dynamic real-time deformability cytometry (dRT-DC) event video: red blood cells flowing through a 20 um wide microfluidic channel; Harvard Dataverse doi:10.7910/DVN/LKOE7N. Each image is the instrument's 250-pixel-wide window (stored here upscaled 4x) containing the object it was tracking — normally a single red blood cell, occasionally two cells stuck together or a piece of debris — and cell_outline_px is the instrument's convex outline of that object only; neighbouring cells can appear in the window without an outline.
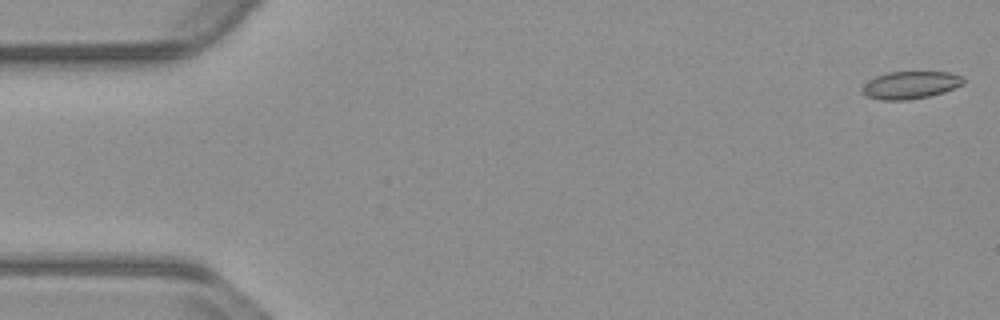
{"species": "common noctule bat (a hibernating species)", "species_latin": "Nyctalus noctula", "temperature_condition": "warm", "stored_images_in_passage": 54, "camera_frame_rate_fps": 3000, "um_per_image_px": 0.085, "animal": {"sex": "male", "body_mass_g": 23.1, "forearm_length_mm": 52.7}, "frame": {"image": 1, "passage_image": 1, "time_ms": 0.0, "image_size_px": [1000, 320], "cell_outline_px": [[964, 84], [944, 92], [928, 96], [908, 100], [884, 100], [864, 96], [860, 88], [864, 84], [876, 76], [888, 72], [948, 72], [964, 76]], "centroid_in_image_um": [77.38, 7.23], "position_along_channel_um": 7.6, "area_um2": 16.3}}
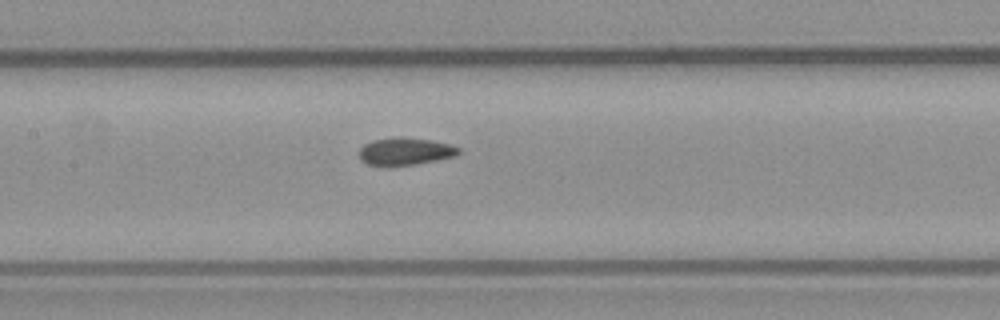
{"frame": {"image": 2, "passage_image": 25, "time_ms": 8.0, "image_size_px": [1000, 320], "cell_outline_px": [[460, 152], [456, 156], [416, 164], [388, 168], [380, 168], [368, 164], [360, 160], [360, 148], [364, 144], [372, 140], [400, 136], [404, 136], [432, 140], [448, 144], [460, 148]], "centroid_in_image_um": [34.4, 12.89], "position_along_channel_um": 173.0, "area_um2": 16.47}}
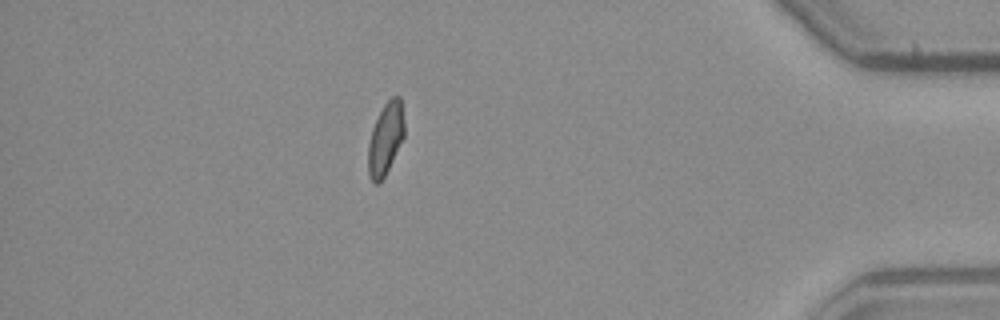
{"frame": {"image": 3, "passage_image": 47, "time_ms": 15.333, "image_size_px": [1000, 320], "cell_outline_px": [[404, 136], [380, 184], [376, 184], [368, 176], [368, 144], [372, 128], [384, 104], [392, 96], [400, 96], [404, 120]], "centroid_in_image_um": [32.76, 11.79], "position_along_channel_um": 402.4, "area_um2": 15.03}, "authors_computed_cell_mechanics": {"area_um2": 15.9528, "velocity_mm_per_s": 3.8176, "shape_relaxation_time_tau1_ms": null, "shape_relaxation_time_tau2_ms": 2.0748, "deformation_change_tau1": null, "deformation_change_tau2": 0.0836}}